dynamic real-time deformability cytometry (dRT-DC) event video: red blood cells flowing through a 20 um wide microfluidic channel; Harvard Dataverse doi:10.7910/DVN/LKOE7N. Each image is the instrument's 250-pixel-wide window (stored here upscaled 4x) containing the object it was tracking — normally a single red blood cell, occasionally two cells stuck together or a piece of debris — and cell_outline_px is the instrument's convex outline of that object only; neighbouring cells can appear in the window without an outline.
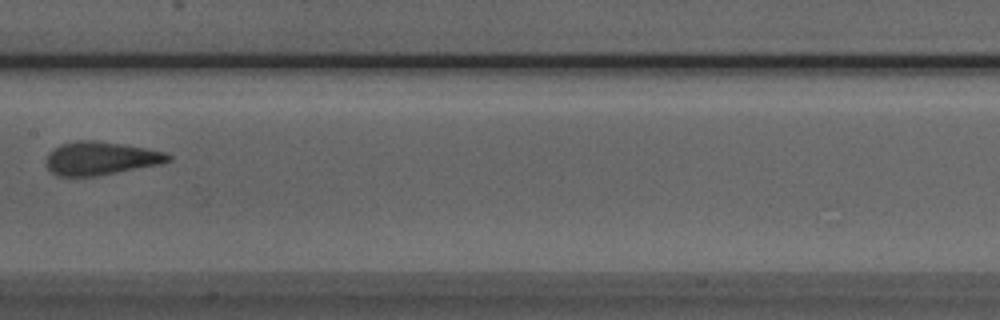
{"species": "Egyptian fruit bat (a non-hibernating species)", "species_latin": "Rousettus aegyptiacus", "temperature_condition": "room temperature", "stored_images_in_passage": 7, "camera_frame_rate_fps": 3000, "um_per_image_px": 0.085, "animal": {"sex": "male"}, "frame": {"image": 1, "passage_image": 7, "time_ms": 7.667, "image_size_px": [1000, 320], "cell_outline_px": [[172, 160], [164, 164], [96, 176], [56, 176], [48, 168], [48, 156], [60, 144], [76, 140], [92, 140], [120, 144], [144, 148], [164, 152], [172, 156]], "centroid_in_image_um": [8.62, 13.47], "position_along_channel_um": 198.8, "area_um2": 23.47}}